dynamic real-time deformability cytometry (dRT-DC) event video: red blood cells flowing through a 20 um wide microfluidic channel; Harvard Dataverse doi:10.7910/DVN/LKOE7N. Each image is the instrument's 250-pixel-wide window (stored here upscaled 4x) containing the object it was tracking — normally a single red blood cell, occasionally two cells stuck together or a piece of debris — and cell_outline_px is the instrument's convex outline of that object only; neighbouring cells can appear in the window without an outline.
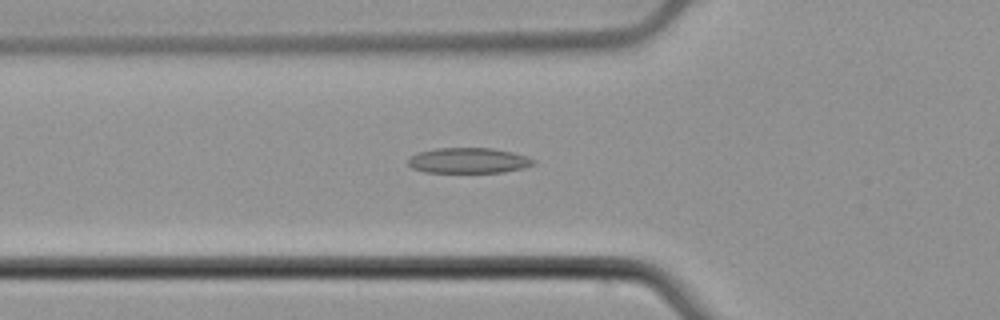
{"species": "common noctule bat (a hibernating species)", "species_latin": "Nyctalus noctula", "temperature_condition": "cold", "stored_images_in_passage": 52, "camera_frame_rate_fps": 3000, "um_per_image_px": 0.085, "animal": {"sex": "male", "body_mass_g": 21.5, "forearm_length_mm": 52.0}, "frame": {"image": 1, "passage_image": 18, "time_ms": 5.667, "image_size_px": [1000, 320], "cell_outline_px": [[536, 164], [524, 168], [504, 172], [424, 172], [412, 168], [408, 164], [408, 156], [416, 152], [436, 148], [492, 148], [512, 152], [536, 160]], "centroid_in_image_um": [39.79, 13.64], "position_along_channel_um": 86.0, "area_um2": 18.73}}
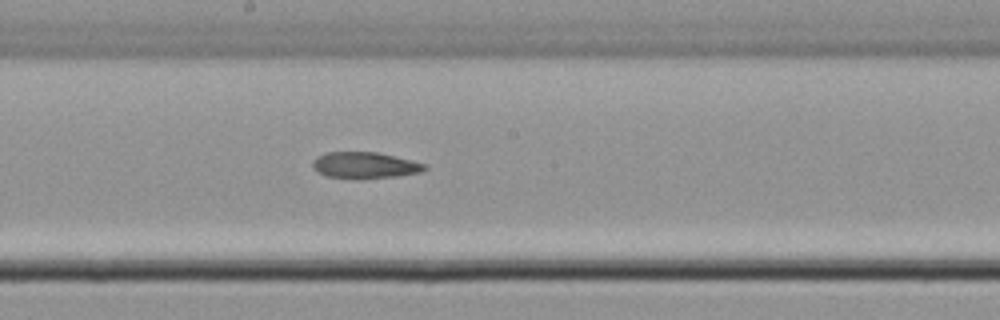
{"frame": {"image": 2, "passage_image": 28, "time_ms": 9.0, "image_size_px": [1000, 320], "cell_outline_px": [[428, 168], [420, 172], [396, 176], [328, 176], [316, 172], [312, 168], [312, 160], [316, 156], [324, 152], [376, 152], [428, 164]], "centroid_in_image_um": [30.98, 13.99], "position_along_channel_um": 217.2, "area_um2": 16.53}}
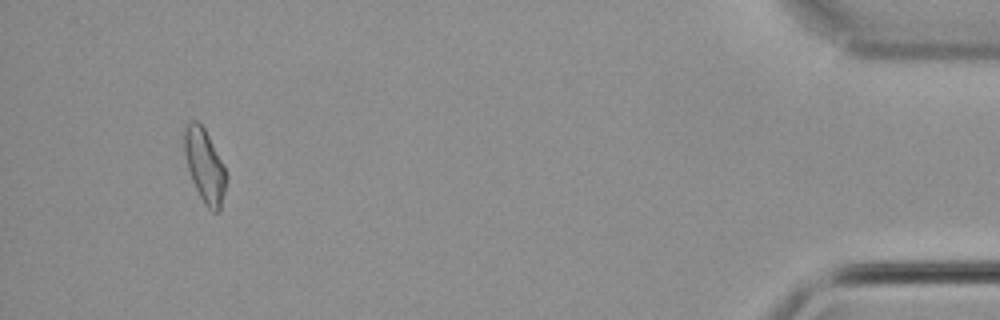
{"frame": {"image": 3, "passage_image": 49, "time_ms": 16.0, "image_size_px": [1000, 320], "cell_outline_px": [[228, 176], [220, 212], [212, 212], [208, 208], [200, 196], [192, 180], [188, 168], [184, 152], [184, 128], [192, 120], [196, 120], [204, 128]], "centroid_in_image_um": [17.4, 14.12], "position_along_channel_um": 417.8, "area_um2": 17.57}}